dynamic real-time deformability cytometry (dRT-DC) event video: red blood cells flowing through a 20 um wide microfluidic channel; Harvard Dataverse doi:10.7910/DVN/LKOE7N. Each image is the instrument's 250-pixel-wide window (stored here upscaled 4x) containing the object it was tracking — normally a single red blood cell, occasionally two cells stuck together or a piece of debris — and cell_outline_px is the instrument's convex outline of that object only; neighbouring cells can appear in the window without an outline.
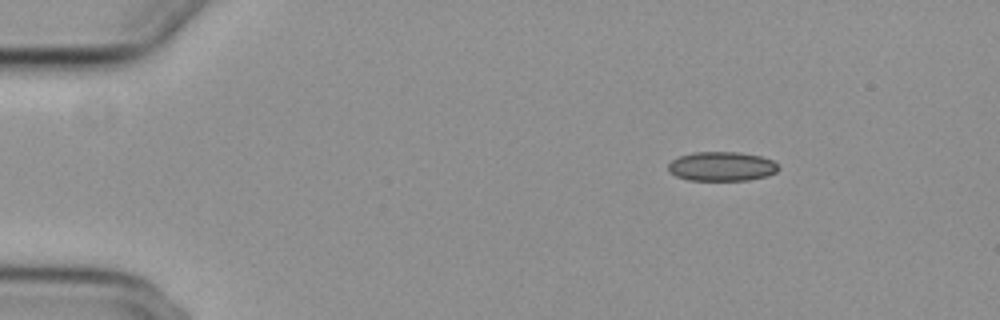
{"species": "common noctule bat (a hibernating species)", "species_latin": "Nyctalus noctula", "temperature_condition": "cold", "stored_images_in_passage": 48, "camera_frame_rate_fps": 3000, "um_per_image_px": 0.085, "animal": {"sex": "female", "body_mass_g": 29.2, "forearm_length_mm": 56.3}, "frame": {"image": 1, "passage_image": 1, "time_ms": 0.0, "image_size_px": [1000, 320], "cell_outline_px": [[780, 168], [776, 172], [768, 176], [748, 180], [688, 180], [676, 176], [668, 168], [668, 164], [672, 160], [680, 156], [696, 152], [740, 152], [760, 156], [772, 160]], "centroid_in_image_um": [61.37, 14.14], "position_along_channel_um": 23.6, "area_um2": 18.73}}
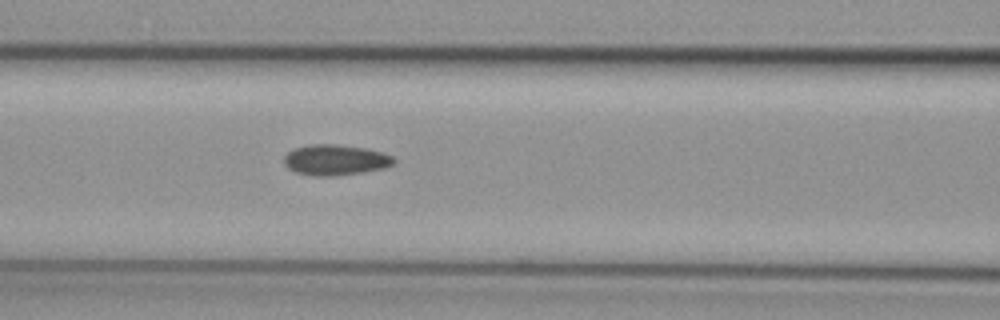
{"frame": {"image": 2, "passage_image": 17, "time_ms": 5.333, "image_size_px": [1000, 320], "cell_outline_px": [[396, 160], [388, 168], [364, 172], [336, 176], [312, 176], [296, 172], [288, 168], [284, 164], [284, 156], [288, 152], [296, 148], [308, 144], [336, 144], [368, 148], [384, 152], [392, 156]], "centroid_in_image_um": [28.54, 13.59], "position_along_channel_um": 138.1, "area_um2": 19.94}}
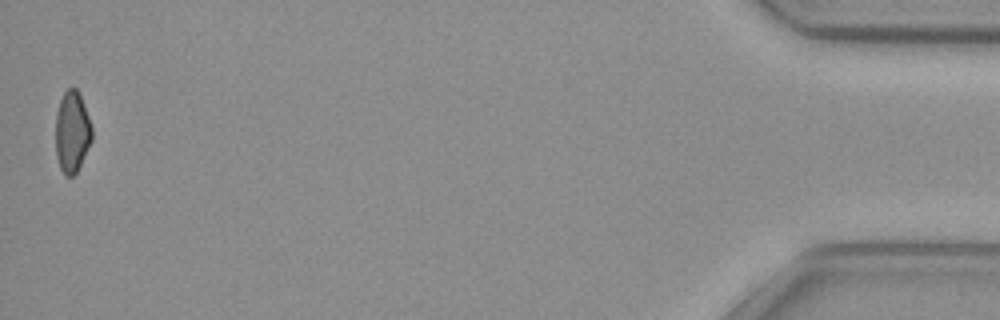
{"frame": {"image": 3, "passage_image": 48, "time_ms": 15.667, "image_size_px": [1000, 320], "cell_outline_px": [[92, 140], [76, 172], [72, 176], [64, 176], [60, 168], [56, 156], [56, 112], [60, 100], [64, 92], [68, 88], [76, 88], [80, 96], [92, 128]], "centroid_in_image_um": [6.11, 11.23], "position_along_channel_um": 429.1, "area_um2": 16.99}, "authors_computed_cell_mechanics": {"area_um2": 18.785, "velocity_mm_per_s": 3.7288, "shape_relaxation_time_tau1_ms": null, "shape_relaxation_time_tau2_ms": 5.7123, "deformation_change_tau1": null, "deformation_change_tau2": 0.1107}}